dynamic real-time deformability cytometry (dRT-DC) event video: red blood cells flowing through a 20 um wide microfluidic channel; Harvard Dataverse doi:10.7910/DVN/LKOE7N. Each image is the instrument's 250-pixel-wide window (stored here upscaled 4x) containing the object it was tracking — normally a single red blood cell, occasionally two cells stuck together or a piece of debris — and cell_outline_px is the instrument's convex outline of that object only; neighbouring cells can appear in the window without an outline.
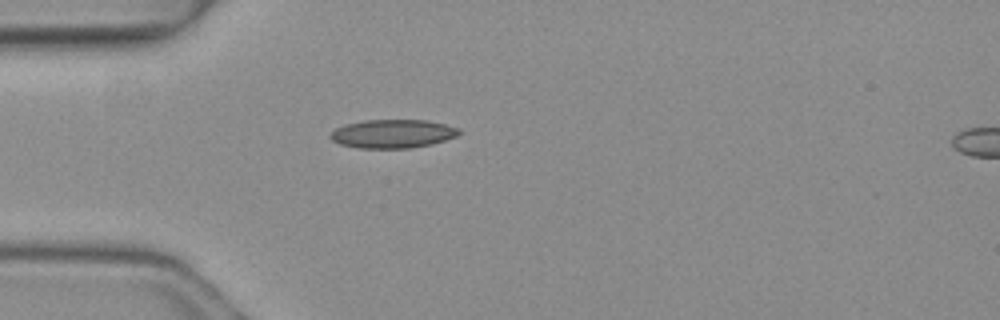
{"species": "common noctule bat (a hibernating species)", "species_latin": "Nyctalus noctula", "temperature_condition": "warm", "stored_images_in_passage": 2, "segment_of_instrument_passage": [1, 2], "camera_frame_rate_fps": 3000, "um_per_image_px": 0.085, "animal": {"sex": "female", "body_mass_g": 19.3, "forearm_length_mm": 54.1}, "frame": {"image": 1, "passage_image": 1, "time_ms": 0.0, "image_size_px": [1000, 320], "cell_outline_px": [[460, 132], [456, 136], [432, 144], [408, 148], [360, 148], [340, 144], [332, 140], [328, 136], [336, 128], [344, 124], [364, 120], [428, 120], [460, 128]], "centroid_in_image_um": [33.36, 11.36], "position_along_channel_um": 51.6, "area_um2": 21.39}}